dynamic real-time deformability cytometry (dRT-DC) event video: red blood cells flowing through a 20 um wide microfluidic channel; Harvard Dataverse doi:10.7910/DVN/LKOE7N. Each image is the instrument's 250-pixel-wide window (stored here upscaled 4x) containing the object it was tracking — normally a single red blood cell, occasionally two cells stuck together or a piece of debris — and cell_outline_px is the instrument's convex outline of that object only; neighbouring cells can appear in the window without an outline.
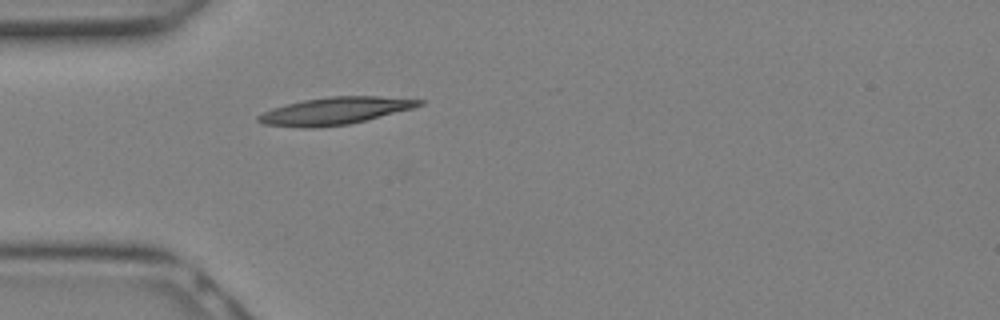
{"species": "Egyptian fruit bat (a non-hibernating species)", "species_latin": "Rousettus aegyptiacus", "temperature_condition": "warm", "stored_images_in_passage": 3, "camera_frame_rate_fps": 3000, "um_per_image_px": 0.085, "animal": {"sex": "female"}, "frame": {"image": 1, "passage_image": 1, "time_ms": 0.0, "image_size_px": [1000, 320], "cell_outline_px": [[424, 104], [412, 108], [348, 124], [316, 128], [300, 128], [264, 124], [256, 120], [256, 116], [272, 108], [304, 100], [328, 96], [380, 96], [424, 100]], "centroid_in_image_um": [28.43, 9.42], "position_along_channel_um": 56.6, "area_um2": 25.37}}
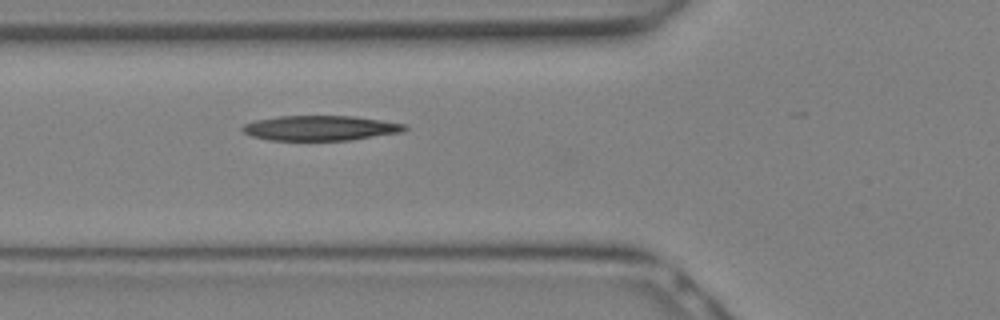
{"frame": {"image": 2, "passage_image": 3, "time_ms": 0.667, "image_size_px": [1000, 320], "cell_outline_px": [[408, 128], [400, 132], [348, 140], [268, 140], [252, 136], [244, 132], [240, 128], [244, 124], [256, 120], [280, 116], [352, 116], [408, 124]], "centroid_in_image_um": [27.21, 10.88], "position_along_channel_um": 98.6, "area_um2": 23.41}}